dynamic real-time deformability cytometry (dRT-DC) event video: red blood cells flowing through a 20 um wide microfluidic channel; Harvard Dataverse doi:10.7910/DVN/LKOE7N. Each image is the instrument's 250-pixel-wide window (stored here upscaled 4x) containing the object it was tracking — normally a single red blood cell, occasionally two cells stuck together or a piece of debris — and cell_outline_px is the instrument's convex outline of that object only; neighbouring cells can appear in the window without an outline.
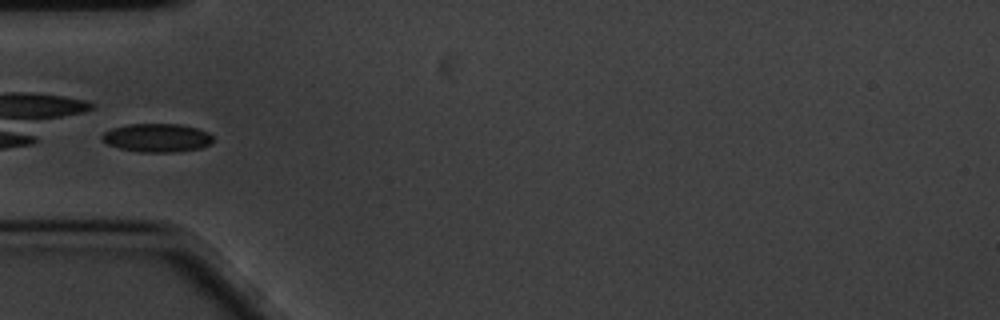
{"species": "common noctule bat (a hibernating species)", "species_latin": "Nyctalus noctula", "temperature_condition": "cold", "stored_images_in_passage": 41, "camera_frame_rate_fps": 3000, "um_per_image_px": 0.085, "animal": {"sex": "male", "body_mass_g": 20.1, "forearm_length_mm": 53.5}, "frame": {"image": 1, "passage_image": 1, "time_ms": 0.0, "image_size_px": [1000, 320], "cell_outline_px": [[212, 144], [200, 148], [172, 152], [140, 152], [120, 148], [108, 144], [100, 140], [100, 136], [104, 132], [112, 128], [128, 124], [180, 124], [196, 128], [208, 132], [212, 136]], "centroid_in_image_um": [13.32, 11.71], "position_along_channel_um": 71.7, "area_um2": 18.44}}